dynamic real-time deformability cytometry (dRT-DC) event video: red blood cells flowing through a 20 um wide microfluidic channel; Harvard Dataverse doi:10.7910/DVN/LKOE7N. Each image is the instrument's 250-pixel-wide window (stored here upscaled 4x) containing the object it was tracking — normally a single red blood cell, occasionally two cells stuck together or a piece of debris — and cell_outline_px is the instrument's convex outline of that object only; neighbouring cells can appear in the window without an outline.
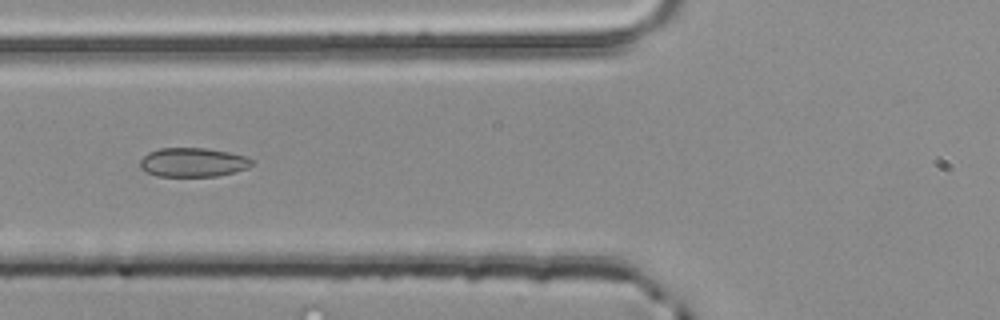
{"species": "common noctule bat (a hibernating species)", "species_latin": "Nyctalus noctula", "temperature_condition": "room temperature", "stored_images_in_passage": 3, "camera_frame_rate_fps": 3000, "um_per_image_px": 0.085, "animal": {"sex": "male", "body_mass_g": 20.4}, "frame": {"image": 1, "passage_image": 3, "time_ms": 0.667, "image_size_px": [1000, 320], "cell_outline_px": [[256, 164], [248, 168], [236, 172], [220, 176], [156, 176], [144, 172], [140, 168], [140, 160], [148, 152], [160, 148], [204, 148], [228, 152], [244, 156], [256, 160]], "centroid_in_image_um": [16.43, 13.81], "position_along_channel_um": 109.4, "area_um2": 19.25}}